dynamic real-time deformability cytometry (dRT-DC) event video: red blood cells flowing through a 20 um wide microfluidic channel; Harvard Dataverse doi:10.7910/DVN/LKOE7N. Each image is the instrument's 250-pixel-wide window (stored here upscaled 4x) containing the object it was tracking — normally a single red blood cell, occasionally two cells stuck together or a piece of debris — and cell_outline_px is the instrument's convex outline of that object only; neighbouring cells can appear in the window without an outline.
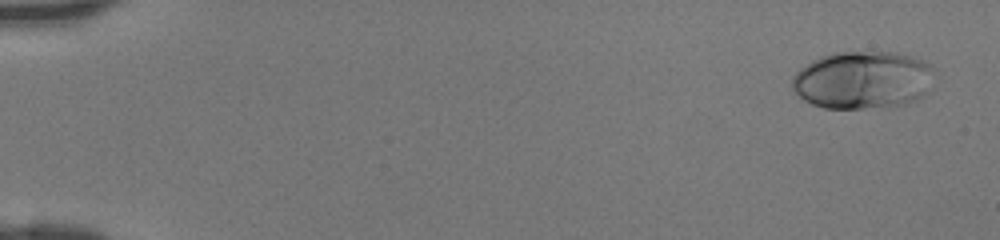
{"species": "human", "species_latin": "Homo sapiens", "temperature_condition": "room temperature", "stored_images_in_passage": 47, "camera_frame_rate_fps": 3000, "um_per_image_px": 0.085, "donor": {"sex": "female"}, "frame": {"image": 1, "passage_image": 3, "time_ms": 0.667, "image_size_px": [1000, 240], "cell_outline_px": [[936, 68], [928, 92], [924, 96], [916, 100], [904, 104], [864, 108], [824, 108], [812, 104], [804, 100], [792, 88], [792, 76], [800, 68], [812, 60], [820, 56], [832, 52], [896, 52], [924, 60]], "centroid_in_image_um": [73.36, 6.78], "position_along_channel_um": 11.6, "area_um2": 48.26}}
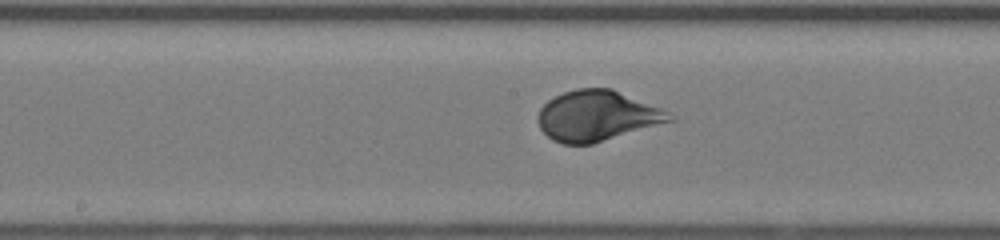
{"frame": {"image": 2, "passage_image": 26, "time_ms": 8.333, "image_size_px": [1000, 240], "cell_outline_px": [[676, 120], [592, 144], [564, 144], [552, 140], [540, 128], [540, 108], [548, 100], [564, 92], [576, 88], [612, 88], [660, 108], [676, 116]], "centroid_in_image_um": [50.79, 9.85], "position_along_channel_um": 197.4, "area_um2": 38.44}}
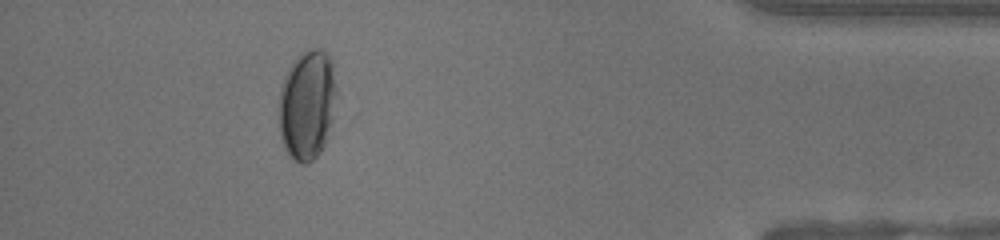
{"frame": {"image": 3, "passage_image": 43, "time_ms": 14.0, "image_size_px": [1000, 240], "cell_outline_px": [[336, 96], [332, 120], [324, 144], [320, 152], [308, 164], [300, 164], [284, 148], [280, 136], [280, 88], [284, 76], [292, 60], [304, 48], [320, 48], [332, 60], [336, 88]], "centroid_in_image_um": [26.11, 8.85], "position_along_channel_um": 409.1, "area_um2": 36.99}}